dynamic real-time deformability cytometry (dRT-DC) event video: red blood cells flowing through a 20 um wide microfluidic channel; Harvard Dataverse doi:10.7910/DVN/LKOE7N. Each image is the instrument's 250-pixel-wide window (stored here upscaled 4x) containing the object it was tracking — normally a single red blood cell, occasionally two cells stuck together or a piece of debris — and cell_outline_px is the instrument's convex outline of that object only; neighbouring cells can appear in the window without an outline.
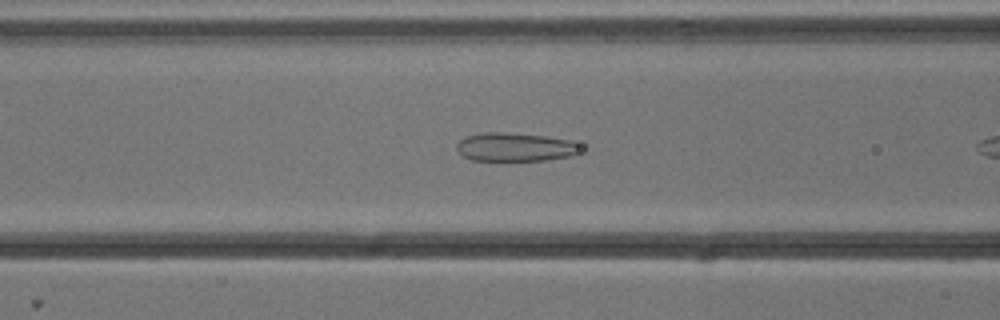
{"species": "common noctule bat (a hibernating species)", "species_latin": "Nyctalus noctula", "temperature_condition": "cold", "stored_images_in_passage": 27, "camera_frame_rate_fps": 3000, "um_per_image_px": 0.085, "animal": {"sex": "male", "body_mass_g": 13.3}, "frame": {"image": 1, "passage_image": 6, "time_ms": 1.667, "image_size_px": [1000, 320], "cell_outline_px": [[580, 144], [576, 152], [572, 156], [544, 160], [472, 160], [464, 156], [456, 148], [456, 144], [464, 136], [480, 132], [504, 132], [544, 136], [572, 140]], "centroid_in_image_um": [43.75, 12.48], "position_along_channel_um": 122.9, "area_um2": 20.52}}
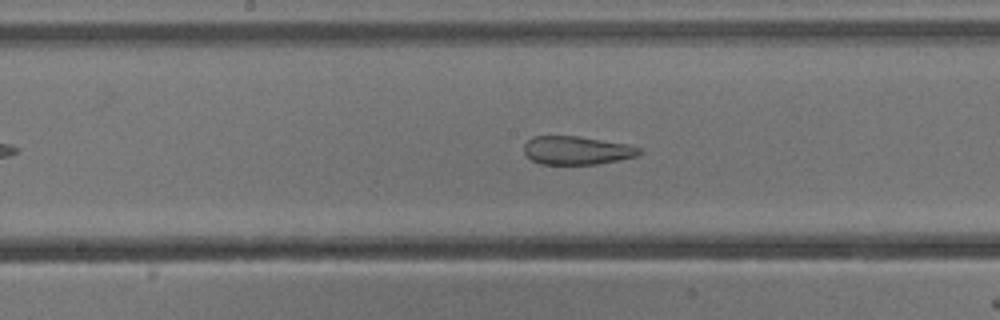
{"frame": {"image": 2, "passage_image": 12, "time_ms": 3.667, "image_size_px": [1000, 320], "cell_outline_px": [[644, 152], [636, 156], [620, 160], [596, 164], [540, 164], [532, 160], [524, 152], [524, 144], [532, 136], [580, 136], [628, 144], [640, 148]], "centroid_in_image_um": [49.05, 12.78], "position_along_channel_um": 199.2, "area_um2": 19.19}}
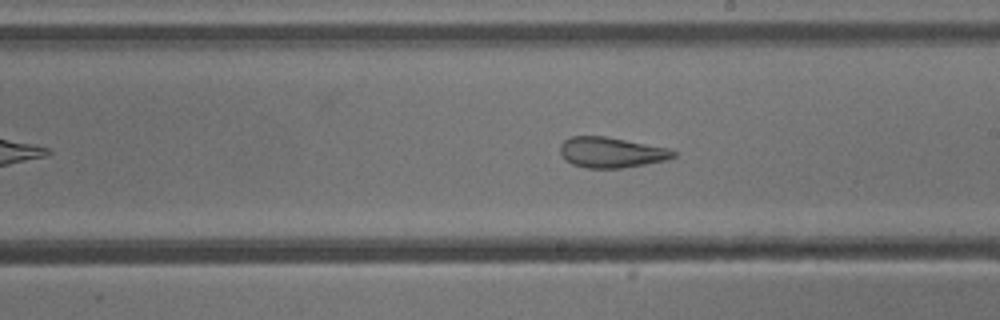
{"frame": {"image": 3, "passage_image": 15, "time_ms": 4.667, "image_size_px": [1000, 320], "cell_outline_px": [[676, 156], [668, 160], [620, 168], [588, 168], [572, 164], [564, 160], [560, 152], [560, 144], [564, 140], [572, 136], [604, 136], [668, 148], [676, 152]], "centroid_in_image_um": [51.94, 12.96], "position_along_channel_um": 237.1, "area_um2": 20.06}}